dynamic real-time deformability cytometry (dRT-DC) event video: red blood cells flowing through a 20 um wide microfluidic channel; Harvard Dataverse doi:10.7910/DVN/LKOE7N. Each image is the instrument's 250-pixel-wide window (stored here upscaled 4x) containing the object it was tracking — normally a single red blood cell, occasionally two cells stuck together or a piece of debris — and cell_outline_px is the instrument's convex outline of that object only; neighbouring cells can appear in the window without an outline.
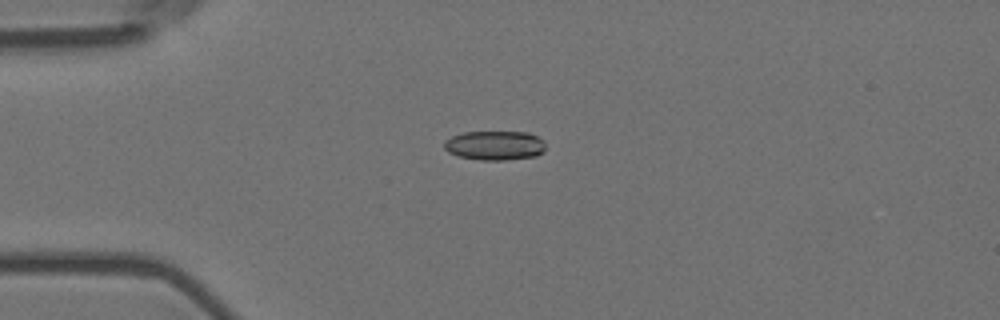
{"species": "Egyptian fruit bat (a non-hibernating species)", "species_latin": "Rousettus aegyptiacus", "temperature_condition": "room temperature", "stored_images_in_passage": 7, "camera_frame_rate_fps": 3000, "um_per_image_px": 0.085, "animal": {"sex": "female"}, "frame": {"image": 1, "passage_image": 2, "time_ms": 0.333, "image_size_px": [1000, 320], "cell_outline_px": [[544, 152], [536, 156], [504, 160], [480, 160], [456, 156], [448, 152], [444, 148], [444, 140], [452, 136], [464, 132], [528, 132], [544, 140]], "centroid_in_image_um": [42.04, 12.37], "position_along_channel_um": 43.0, "area_um2": 17.46}}
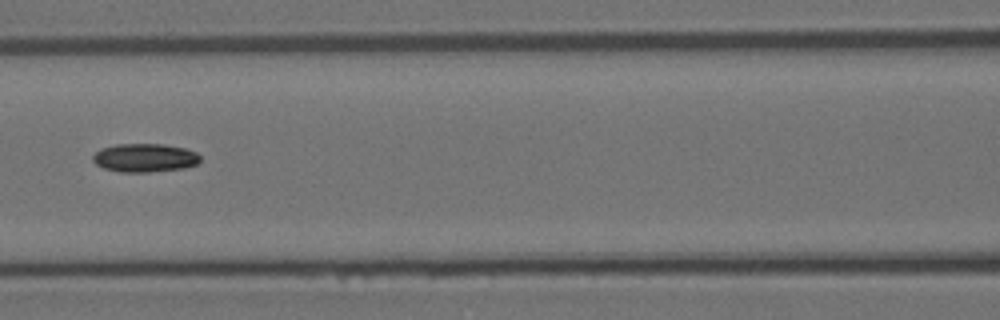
{"frame": {"image": 2, "passage_image": 5, "time_ms": 1.333, "image_size_px": [1000, 320], "cell_outline_px": [[200, 160], [196, 164], [184, 168], [148, 172], [120, 172], [104, 168], [96, 164], [92, 160], [92, 156], [100, 148], [116, 144], [164, 144], [188, 148], [196, 152], [200, 156]], "centroid_in_image_um": [12.3, 13.4], "position_along_channel_um": 154.3, "area_um2": 17.98}}
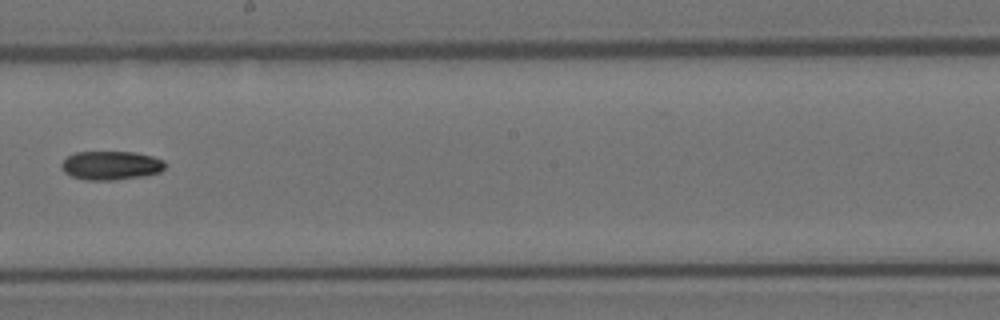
{"frame": {"image": 3, "passage_image": 7, "time_ms": 2.0, "image_size_px": [1000, 320], "cell_outline_px": [[164, 168], [160, 172], [144, 176], [116, 180], [84, 180], [72, 176], [64, 172], [60, 164], [68, 156], [76, 152], [132, 152], [152, 156], [164, 160]], "centroid_in_image_um": [9.42, 14.07], "position_along_channel_um": 238.8, "area_um2": 17.4}}